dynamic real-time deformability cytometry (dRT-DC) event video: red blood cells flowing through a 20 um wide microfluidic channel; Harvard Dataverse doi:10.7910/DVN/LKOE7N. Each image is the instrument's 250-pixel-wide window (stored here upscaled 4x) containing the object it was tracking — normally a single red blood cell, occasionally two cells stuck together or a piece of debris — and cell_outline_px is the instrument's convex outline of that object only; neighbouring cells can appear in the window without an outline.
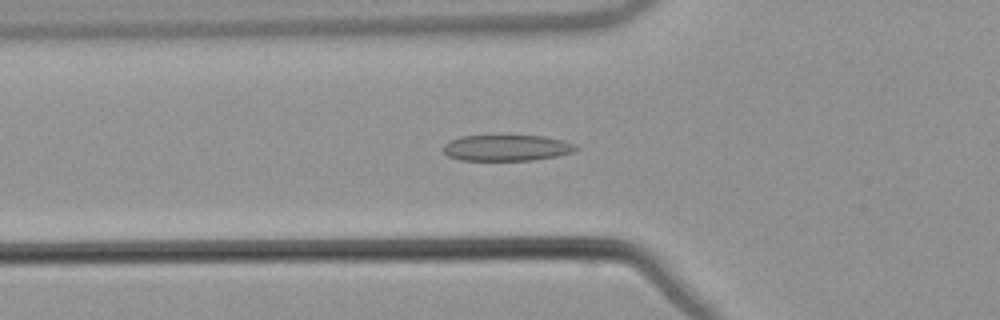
{"species": "common noctule bat (a hibernating species)", "species_latin": "Nyctalus noctula", "temperature_condition": "warm", "stored_images_in_passage": 54, "camera_frame_rate_fps": 3000, "um_per_image_px": 0.085, "animal": {"sex": "male", "body_mass_g": 21.5, "forearm_length_mm": 52.0}, "frame": {"image": 1, "passage_image": 19, "time_ms": 6.0, "image_size_px": [1000, 320], "cell_outline_px": [[576, 148], [572, 152], [556, 156], [532, 160], [460, 160], [448, 156], [444, 152], [444, 144], [460, 136], [544, 136], [576, 144]], "centroid_in_image_um": [43.04, 12.57], "position_along_channel_um": 82.8, "area_um2": 19.83}}
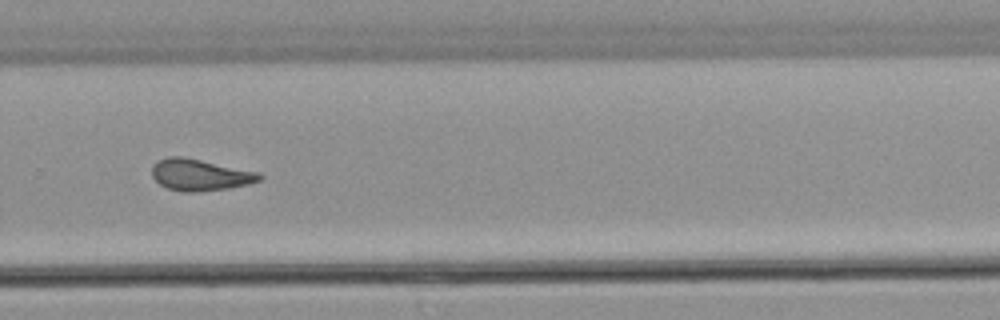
{"frame": {"image": 2, "passage_image": 37, "time_ms": 12.0, "image_size_px": [1000, 320], "cell_outline_px": [[264, 176], [260, 180], [248, 184], [228, 188], [196, 192], [184, 192], [168, 188], [160, 184], [152, 176], [152, 164], [156, 160], [168, 156], [184, 156], [260, 172]], "centroid_in_image_um": [17.0, 14.84], "position_along_channel_um": 312.8, "area_um2": 20.0}}
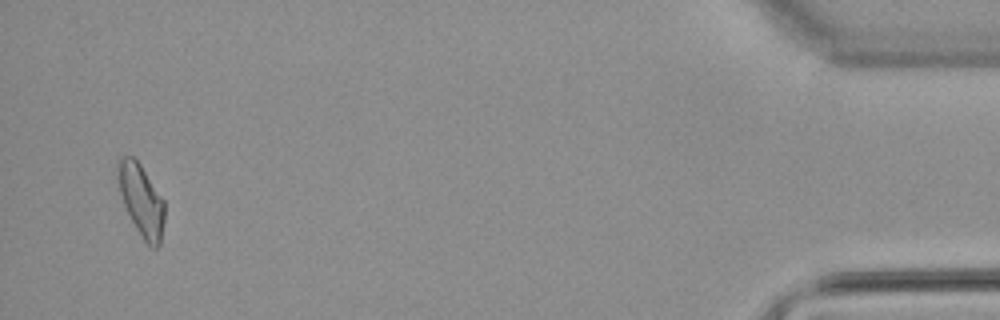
{"frame": {"image": 3, "passage_image": 52, "time_ms": 17.0, "image_size_px": [1000, 320], "cell_outline_px": [[164, 220], [160, 244], [156, 248], [152, 248], [144, 240], [136, 228], [124, 204], [120, 192], [116, 176], [116, 160], [120, 156], [132, 156], [140, 164], [164, 200]], "centroid_in_image_um": [11.99, 16.97], "position_along_channel_um": 423.2, "area_um2": 19.48}, "authors_computed_cell_mechanics": {"area_um2": 19.7387, "velocity_mm_per_s": 3.8297, "shape_relaxation_time_tau1_ms": null, "shape_relaxation_time_tau2_ms": 2.3641, "deformation_change_tau1": null, "deformation_change_tau2": 0.1061}}